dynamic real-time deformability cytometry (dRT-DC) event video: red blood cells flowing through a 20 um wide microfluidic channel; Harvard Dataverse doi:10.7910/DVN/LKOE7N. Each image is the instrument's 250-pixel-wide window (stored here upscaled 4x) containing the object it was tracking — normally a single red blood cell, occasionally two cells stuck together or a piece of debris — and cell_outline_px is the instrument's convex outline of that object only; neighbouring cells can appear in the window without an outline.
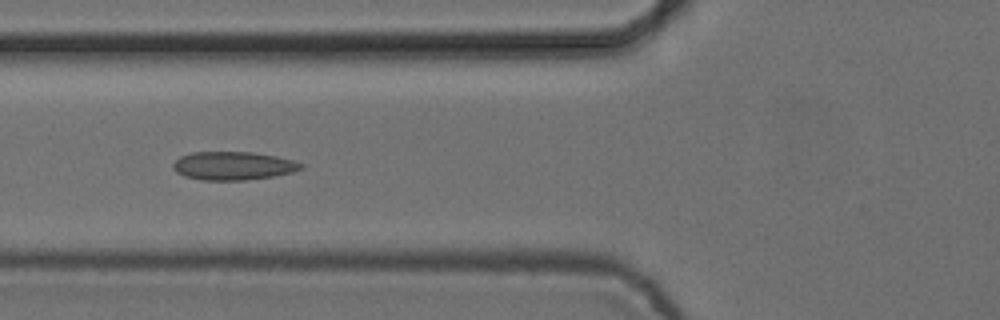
{"species": "common noctule bat (a hibernating species)", "species_latin": "Nyctalus noctula", "temperature_condition": "cold", "stored_images_in_passage": 7, "camera_frame_rate_fps": 3000, "um_per_image_px": 0.085, "animal": {"sex": "female", "body_mass_g": 24.6, "forearm_length_mm": 56.2}, "frame": {"image": 1, "passage_image": 5, "time_ms": 1.333, "image_size_px": [1000, 320], "cell_outline_px": [[304, 168], [292, 172], [272, 176], [244, 180], [200, 180], [184, 176], [176, 172], [172, 168], [172, 164], [180, 156], [192, 152], [252, 152], [276, 156], [292, 160], [304, 164]], "centroid_in_image_um": [19.79, 14.09], "position_along_channel_um": 106.0, "area_um2": 21.15}}
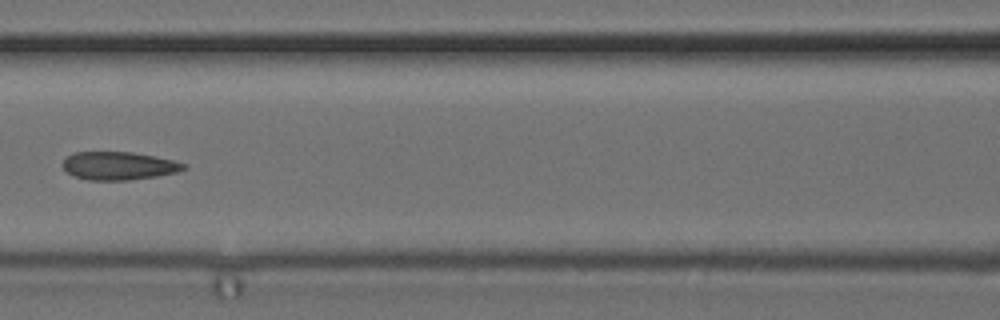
{"frame": {"image": 2, "passage_image": 6, "time_ms": 1.667, "image_size_px": [1000, 320], "cell_outline_px": [[188, 168], [176, 172], [156, 176], [128, 180], [88, 180], [76, 176], [68, 172], [64, 168], [64, 160], [68, 156], [76, 152], [132, 152], [172, 160], [188, 164]], "centroid_in_image_um": [10.13, 14.09], "position_along_channel_um": 156.5, "area_um2": 19.54}}
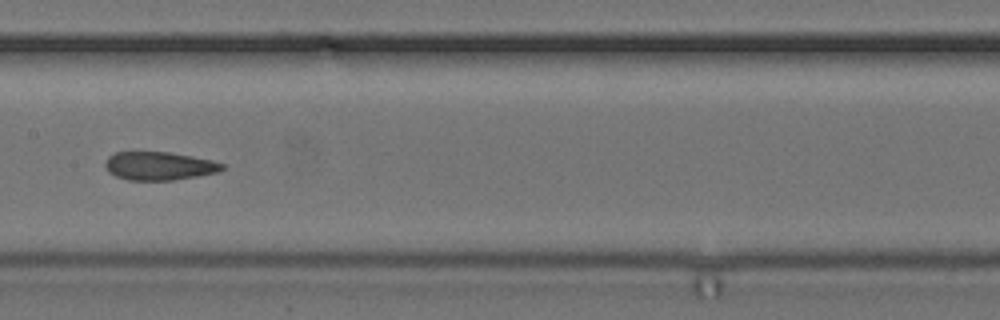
{"frame": {"image": 3, "passage_image": 7, "time_ms": 2.0, "image_size_px": [1000, 320], "cell_outline_px": [[224, 168], [216, 172], [196, 176], [172, 180], [128, 180], [116, 176], [108, 172], [104, 164], [108, 156], [116, 152], [168, 152], [192, 156], [212, 160], [224, 164]], "centroid_in_image_um": [13.49, 14.1], "position_along_channel_um": 193.9, "area_um2": 19.19}}